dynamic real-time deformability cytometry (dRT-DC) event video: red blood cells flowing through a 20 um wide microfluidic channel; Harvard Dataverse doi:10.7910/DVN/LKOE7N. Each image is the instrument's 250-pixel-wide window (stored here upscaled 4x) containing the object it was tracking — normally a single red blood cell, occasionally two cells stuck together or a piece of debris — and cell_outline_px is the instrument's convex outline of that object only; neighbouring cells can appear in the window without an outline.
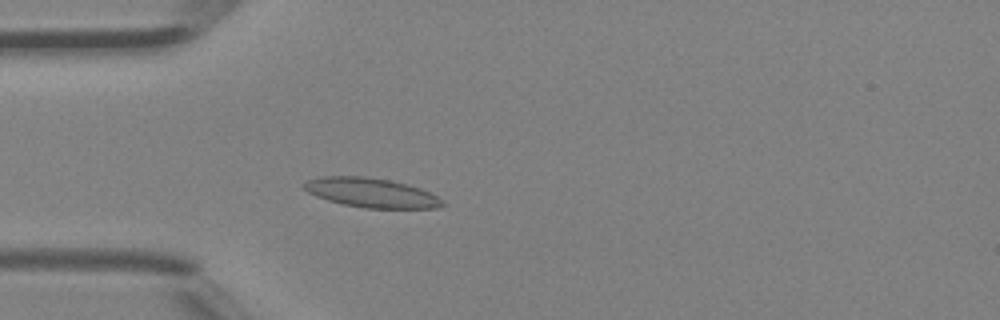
{"species": "Egyptian fruit bat (a non-hibernating species)", "species_latin": "Rousettus aegyptiacus", "temperature_condition": "room temperature", "stored_images_in_passage": 4, "camera_frame_rate_fps": 3000, "um_per_image_px": 0.085, "animal": {"sex": "female"}, "frame": {"image": 1, "passage_image": 4, "time_ms": 1.0, "image_size_px": [1000, 320], "cell_outline_px": [[444, 204], [436, 208], [364, 208], [344, 204], [328, 200], [316, 196], [308, 192], [300, 184], [308, 180], [324, 176], [364, 176], [388, 180], [420, 188], [444, 200]], "centroid_in_image_um": [31.53, 16.38], "position_along_channel_um": 53.5, "area_um2": 23.47}}